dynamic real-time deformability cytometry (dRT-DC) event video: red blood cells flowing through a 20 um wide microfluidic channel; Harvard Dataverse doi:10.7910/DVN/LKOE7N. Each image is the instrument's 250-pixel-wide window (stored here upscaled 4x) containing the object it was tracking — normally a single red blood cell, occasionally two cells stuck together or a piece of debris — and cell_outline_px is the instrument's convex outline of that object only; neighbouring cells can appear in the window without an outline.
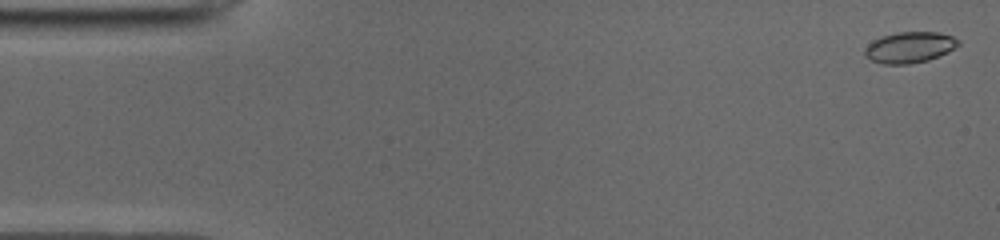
{"species": "common noctule bat (a hibernating species)", "species_latin": "Nyctalus noctula", "temperature_condition": "cold", "stored_images_in_passage": 45, "camera_frame_rate_fps": 3000, "um_per_image_px": 0.085, "animal": {"sex": "male", "body_mass_g": 19.0, "forearm_length_mm": 50.8}, "frame": {"image": 1, "passage_image": 1, "time_ms": 0.0, "image_size_px": [1000, 240], "cell_outline_px": [[960, 44], [948, 52], [928, 60], [908, 64], [884, 64], [872, 60], [864, 56], [864, 48], [872, 40], [880, 36], [896, 32], [940, 32], [952, 36], [960, 40]], "centroid_in_image_um": [77.3, 4.01], "position_along_channel_um": 7.7, "area_um2": 17.05}}
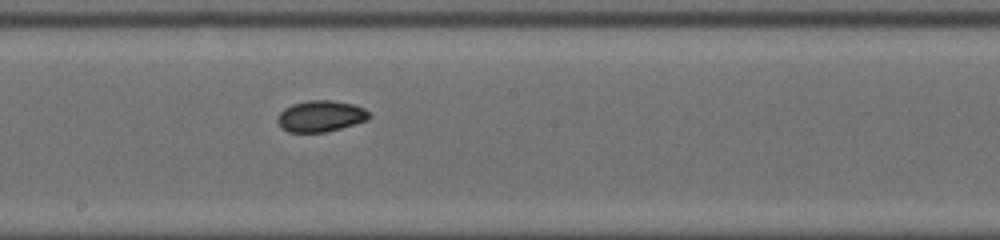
{"frame": {"image": 2, "passage_image": 27, "time_ms": 8.667, "image_size_px": [1000, 240], "cell_outline_px": [[372, 116], [368, 120], [340, 128], [324, 132], [288, 132], [280, 128], [276, 120], [276, 116], [284, 108], [292, 104], [308, 100], [332, 100], [352, 104], [364, 108]], "centroid_in_image_um": [27.22, 9.87], "position_along_channel_um": 221.0, "area_um2": 16.82}}
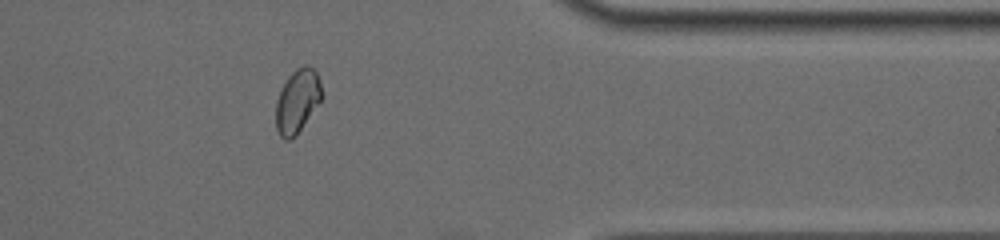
{"frame": {"image": 3, "passage_image": 41, "time_ms": 13.333, "image_size_px": [1000, 240], "cell_outline_px": [[320, 100], [296, 136], [292, 140], [284, 140], [280, 136], [276, 128], [276, 100], [288, 76], [296, 68], [304, 64], [308, 64], [316, 72], [320, 80]], "centroid_in_image_um": [25.24, 8.6], "position_along_channel_um": 386.2, "area_um2": 16.76}, "authors_computed_cell_mechanics": {"area_um2": 16.8776, "velocity_mm_per_s": 3.9413, "shape_relaxation_time_tau1_ms": 3.9587, "shape_relaxation_time_tau2_ms": 3.0361, "deformation_change_tau1": 0.0895, "deformation_change_tau2": 0.0425}}